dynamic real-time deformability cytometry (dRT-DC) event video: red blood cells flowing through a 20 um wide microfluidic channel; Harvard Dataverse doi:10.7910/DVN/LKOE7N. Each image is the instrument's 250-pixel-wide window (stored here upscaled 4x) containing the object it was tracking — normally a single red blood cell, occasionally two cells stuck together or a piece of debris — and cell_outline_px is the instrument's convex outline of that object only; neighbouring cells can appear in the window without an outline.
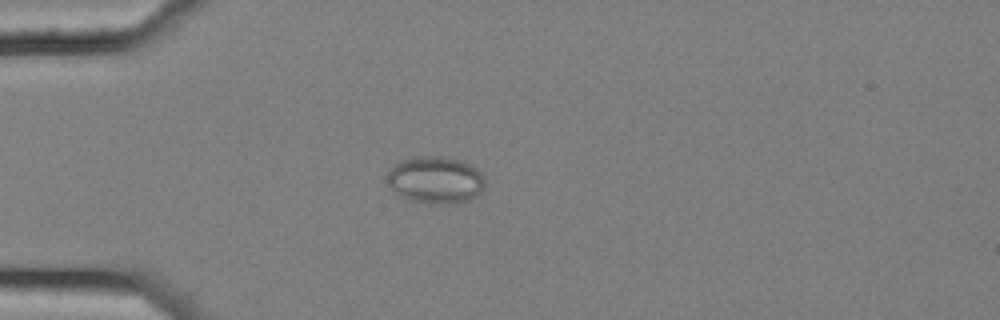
{"species": "common noctule bat (a hibernating species)", "species_latin": "Nyctalus noctula", "temperature_condition": "cold", "stored_images_in_passage": 6, "camera_frame_rate_fps": 3000, "um_per_image_px": 0.085, "animal": {"sex": "female", "body_mass_g": 25.1}, "frame": {"image": 1, "passage_image": 5, "time_ms": 1.333, "image_size_px": [1000, 320], "cell_outline_px": [[484, 188], [472, 200], [452, 204], [436, 204], [412, 200], [400, 196], [388, 184], [388, 172], [400, 160], [416, 156], [440, 156], [460, 160], [476, 168], [484, 176]], "centroid_in_image_um": [37.05, 15.3], "position_along_channel_um": 48.0, "area_um2": 26.82}}